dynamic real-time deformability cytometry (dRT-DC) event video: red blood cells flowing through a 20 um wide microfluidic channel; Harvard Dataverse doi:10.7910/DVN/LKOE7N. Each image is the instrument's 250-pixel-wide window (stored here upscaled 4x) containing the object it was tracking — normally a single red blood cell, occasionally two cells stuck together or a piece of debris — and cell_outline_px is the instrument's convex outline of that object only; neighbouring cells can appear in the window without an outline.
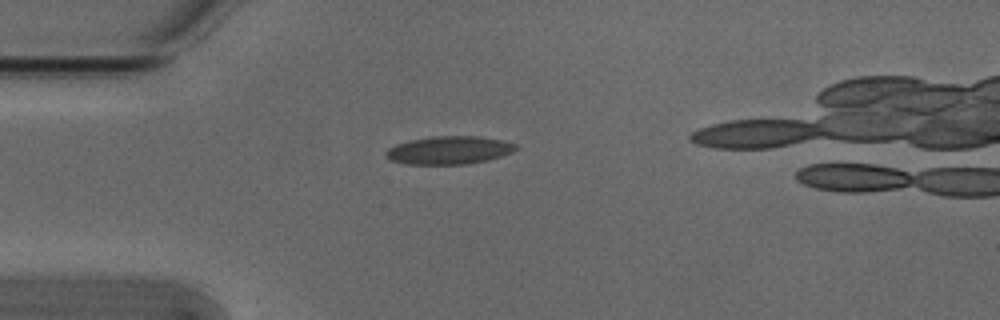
{"species": "Egyptian fruit bat (a non-hibernating species)", "species_latin": "Rousettus aegyptiacus", "temperature_condition": "cold", "stored_images_in_passage": 2, "camera_frame_rate_fps": 3000, "um_per_image_px": 0.085, "animal": {"sex": "male"}, "frame": {"image": 1, "passage_image": 1, "time_ms": 0.0, "image_size_px": [1000, 320], "cell_outline_px": [[520, 148], [512, 152], [488, 160], [468, 164], [404, 164], [388, 160], [384, 156], [384, 152], [388, 148], [396, 144], [408, 140], [432, 136], [480, 136], [500, 140], [516, 144]], "centroid_in_image_um": [38.12, 12.77], "position_along_channel_um": 46.9, "area_um2": 21.5}}